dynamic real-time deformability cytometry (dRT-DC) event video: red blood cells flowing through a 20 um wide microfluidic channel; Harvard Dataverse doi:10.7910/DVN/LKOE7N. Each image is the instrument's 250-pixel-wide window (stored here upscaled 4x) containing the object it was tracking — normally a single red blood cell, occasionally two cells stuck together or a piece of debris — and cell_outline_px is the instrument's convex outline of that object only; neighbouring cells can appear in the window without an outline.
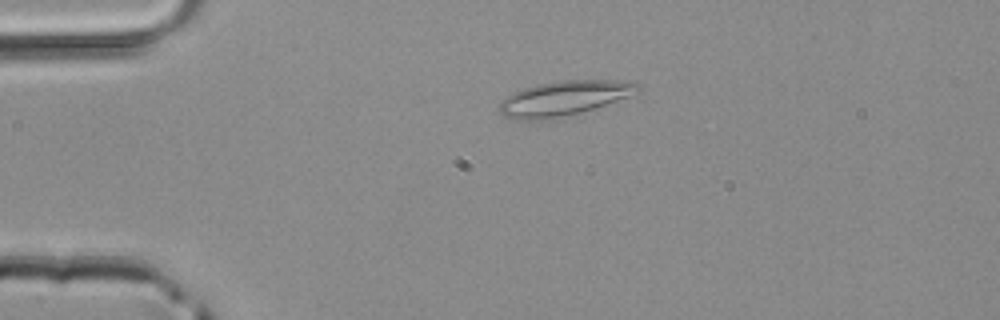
{"species": "common noctule bat (a hibernating species)", "species_latin": "Nyctalus noctula", "temperature_condition": "room temperature", "stored_images_in_passage": 42, "camera_frame_rate_fps": 3000, "um_per_image_px": 0.085, "animal": {"sex": "male", "body_mass_g": 20.4}, "frame": {"image": 1, "passage_image": 6, "time_ms": 1.667, "image_size_px": [1000, 320], "cell_outline_px": [[640, 92], [580, 112], [548, 120], [516, 120], [504, 116], [500, 112], [500, 100], [512, 92], [524, 88], [540, 84], [560, 80], [608, 80], [640, 84]], "centroid_in_image_um": [47.86, 8.36], "position_along_channel_um": 37.1, "area_um2": 27.69}}
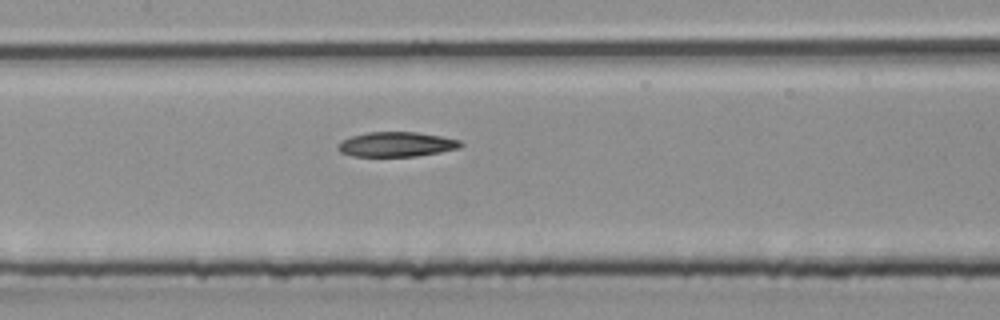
{"frame": {"image": 2, "passage_image": 18, "time_ms": 5.667, "image_size_px": [1000, 320], "cell_outline_px": [[464, 144], [460, 148], [440, 152], [416, 156], [352, 156], [340, 152], [336, 148], [336, 144], [352, 136], [368, 132], [416, 132], [440, 136], [460, 140]], "centroid_in_image_um": [33.7, 12.27], "position_along_channel_um": 173.7, "area_um2": 17.69}}
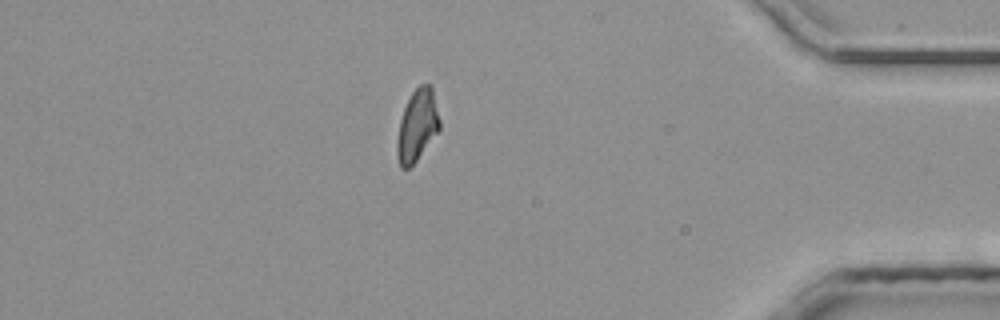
{"frame": {"image": 3, "passage_image": 36, "time_ms": 11.667, "image_size_px": [1000, 320], "cell_outline_px": [[440, 128], [416, 160], [408, 168], [400, 168], [396, 152], [396, 144], [400, 120], [404, 108], [412, 92], [420, 84], [428, 84], [432, 88], [440, 120]], "centroid_in_image_um": [35.45, 10.66], "position_along_channel_um": 399.8, "area_um2": 17.46}}